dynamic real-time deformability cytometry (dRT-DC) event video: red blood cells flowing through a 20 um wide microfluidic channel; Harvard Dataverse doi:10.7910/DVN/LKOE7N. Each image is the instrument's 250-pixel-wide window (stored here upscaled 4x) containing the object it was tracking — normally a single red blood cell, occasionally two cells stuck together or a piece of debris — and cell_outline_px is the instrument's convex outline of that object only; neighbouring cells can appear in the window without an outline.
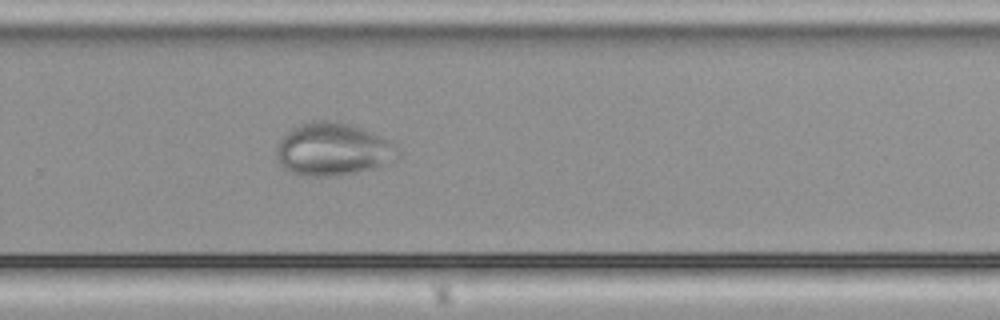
{"species": "common noctule bat (a hibernating species)", "species_latin": "Nyctalus noctula", "temperature_condition": "cold", "stored_images_in_passage": 33, "camera_frame_rate_fps": 3000, "um_per_image_px": 0.085, "animal": {"sex": "male", "body_mass_g": 21.5, "forearm_length_mm": 52.0}, "frame": {"image": 1, "passage_image": 24, "time_ms": 7.667, "image_size_px": [1000, 320], "cell_outline_px": [[400, 160], [376, 168], [332, 176], [304, 176], [288, 172], [276, 160], [276, 148], [280, 140], [292, 128], [300, 124], [312, 120], [332, 120], [348, 124], [360, 128], [380, 136], [396, 144], [400, 152]], "centroid_in_image_um": [28.32, 12.71], "position_along_channel_um": 301.5, "area_um2": 37.69}}
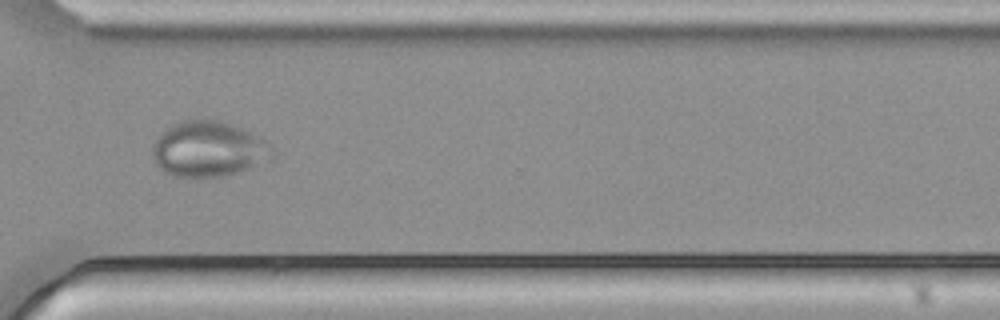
{"frame": {"image": 2, "passage_image": 28, "time_ms": 9.0, "image_size_px": [1000, 320], "cell_outline_px": [[276, 148], [272, 160], [224, 176], [196, 180], [172, 176], [164, 172], [152, 160], [152, 148], [160, 132], [172, 124], [180, 120], [216, 120], [240, 128], [264, 140]], "centroid_in_image_um": [17.69, 12.72], "position_along_channel_um": 352.9, "area_um2": 39.36}}